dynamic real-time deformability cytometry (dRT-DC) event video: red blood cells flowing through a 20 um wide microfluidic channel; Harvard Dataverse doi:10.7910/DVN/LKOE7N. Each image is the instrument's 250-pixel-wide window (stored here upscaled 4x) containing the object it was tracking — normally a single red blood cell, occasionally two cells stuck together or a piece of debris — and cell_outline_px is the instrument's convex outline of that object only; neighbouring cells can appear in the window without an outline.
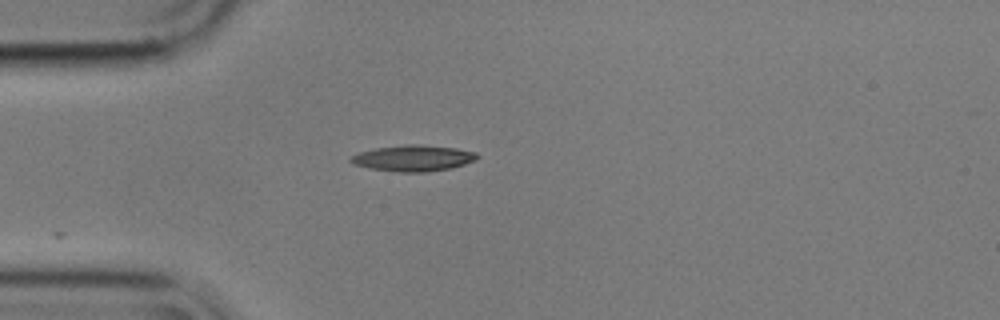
{"species": "common noctule bat (a hibernating species)", "species_latin": "Nyctalus noctula", "temperature_condition": "cold", "stored_images_in_passage": 13, "camera_frame_rate_fps": 3000, "um_per_image_px": 0.085, "animal": {"sex": "male", "body_mass_g": 17.9}, "frame": {"image": 1, "passage_image": 1, "time_ms": 0.0, "image_size_px": [1000, 320], "cell_outline_px": [[480, 156], [476, 160], [452, 168], [428, 172], [400, 172], [372, 168], [352, 164], [348, 160], [352, 156], [360, 152], [376, 148], [404, 144], [420, 144], [456, 148], [476, 152]], "centroid_in_image_um": [35.16, 13.44], "position_along_channel_um": 49.8, "area_um2": 19.25}}
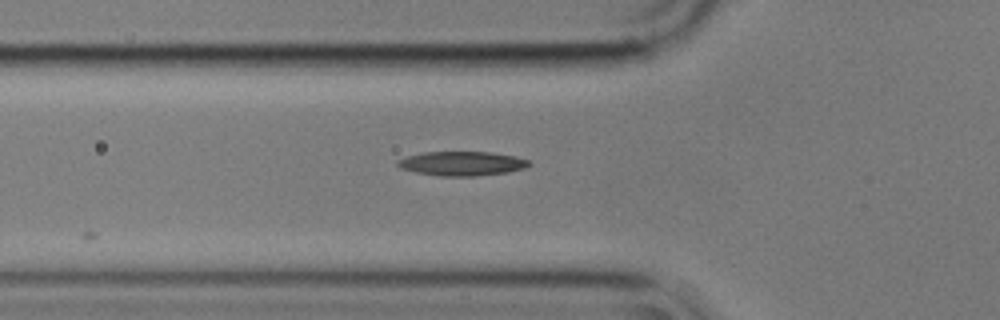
{"frame": {"image": 2, "passage_image": 5, "time_ms": 1.333, "image_size_px": [1000, 320], "cell_outline_px": [[532, 164], [524, 168], [508, 172], [476, 176], [440, 176], [416, 172], [400, 168], [396, 164], [396, 160], [408, 156], [424, 152], [492, 152], [516, 156], [528, 160]], "centroid_in_image_um": [39.27, 13.9], "position_along_channel_um": 86.5, "area_um2": 18.61}}
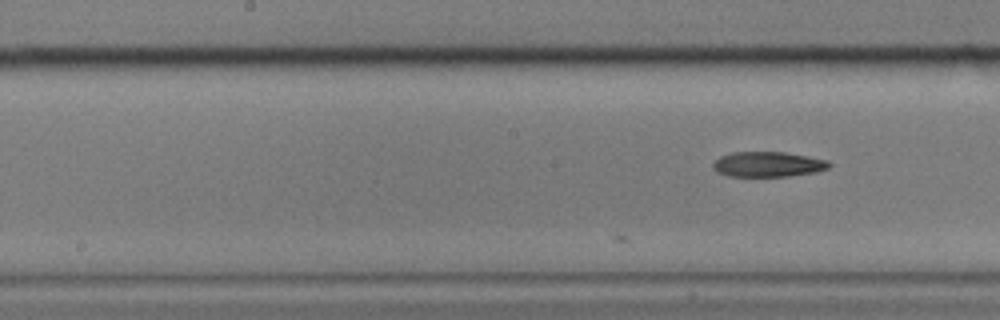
{"frame": {"image": 3, "passage_image": 13, "time_ms": 4.0, "image_size_px": [1000, 320], "cell_outline_px": [[832, 164], [828, 168], [816, 172], [788, 176], [728, 176], [716, 172], [712, 168], [712, 164], [720, 156], [732, 152], [784, 152], [808, 156], [828, 160]], "centroid_in_image_um": [65.27, 13.96], "position_along_channel_um": 182.9, "area_um2": 17.11}}